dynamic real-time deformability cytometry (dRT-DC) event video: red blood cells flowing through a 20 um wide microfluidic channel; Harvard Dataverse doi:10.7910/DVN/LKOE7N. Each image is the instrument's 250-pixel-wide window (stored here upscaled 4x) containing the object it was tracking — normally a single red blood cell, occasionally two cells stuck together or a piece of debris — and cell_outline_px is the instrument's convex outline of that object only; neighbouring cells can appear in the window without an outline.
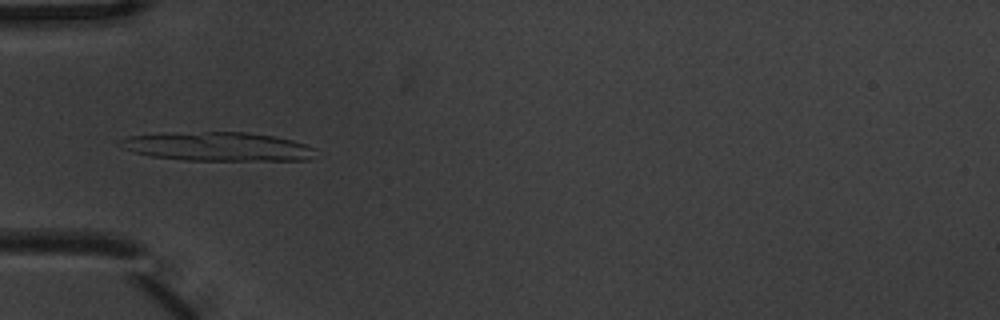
{"species": "common noctule bat (a hibernating species)", "species_latin": "Nyctalus noctula", "temperature_condition": "warm", "stored_images_in_passage": 7, "camera_frame_rate_fps": 3000, "um_per_image_px": 0.085, "animal": {"sex": "male", "body_mass_g": 20.1, "forearm_length_mm": 53.5}, "frame": {"image": 1, "passage_image": 5, "time_ms": 1.333, "image_size_px": [1000, 320], "cell_outline_px": [[316, 148], [308, 160], [184, 160], [152, 156], [120, 148], [116, 144], [120, 140], [128, 136], [204, 132], [248, 132], [272, 136], [292, 140]], "centroid_in_image_um": [18.5, 12.46], "position_along_channel_um": 66.5, "area_um2": 32.37}}
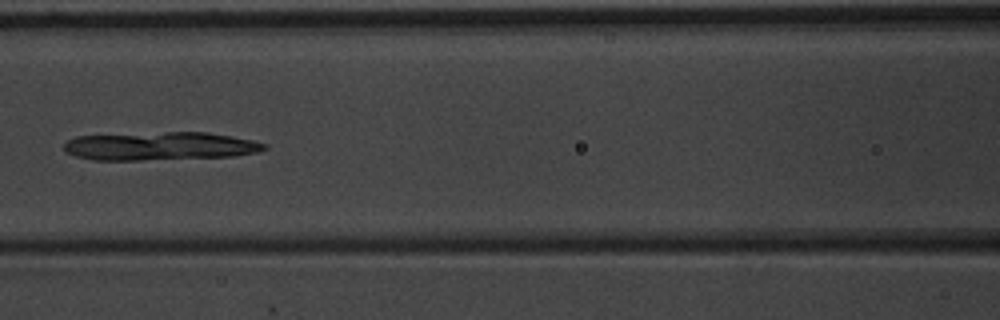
{"frame": {"image": 2, "passage_image": 7, "time_ms": 2.0, "image_size_px": [1000, 320], "cell_outline_px": [[268, 148], [260, 152], [236, 156], [140, 160], [92, 160], [76, 156], [64, 152], [64, 144], [68, 140], [76, 136], [168, 132], [208, 132], [232, 136], [252, 140], [268, 144]], "centroid_in_image_um": [13.64, 12.42], "position_along_channel_um": 153.0, "area_um2": 33.18}}